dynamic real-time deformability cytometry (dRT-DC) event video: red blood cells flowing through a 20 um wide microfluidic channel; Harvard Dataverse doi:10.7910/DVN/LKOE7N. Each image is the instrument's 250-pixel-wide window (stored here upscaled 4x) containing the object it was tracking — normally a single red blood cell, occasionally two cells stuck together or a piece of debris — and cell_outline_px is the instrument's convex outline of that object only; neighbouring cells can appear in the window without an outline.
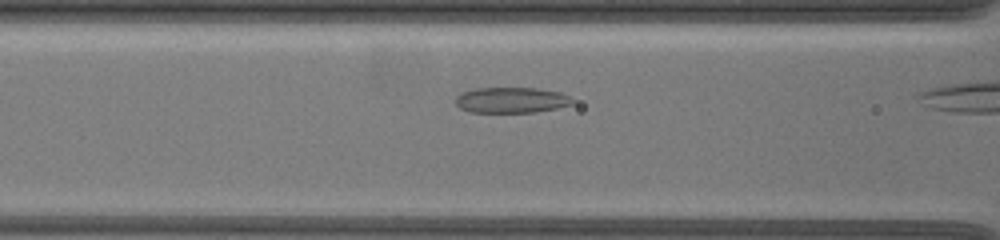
{"species": "common noctule bat (a hibernating species)", "species_latin": "Nyctalus noctula", "temperature_condition": "warm", "stored_images_in_passage": 19, "camera_frame_rate_fps": 3000, "um_per_image_px": 0.085, "animal": {"sex": "female", "body_mass_g": 19.5, "forearm_length_mm": 54.1}, "frame": {"image": 1, "passage_image": 14, "time_ms": 4.333, "image_size_px": [1000, 240], "cell_outline_px": [[576, 100], [572, 104], [556, 108], [536, 112], [468, 112], [460, 108], [456, 104], [456, 96], [464, 92], [476, 88], [536, 88], [560, 92]], "centroid_in_image_um": [43.48, 8.51], "position_along_channel_um": 123.1, "area_um2": 17.46}}